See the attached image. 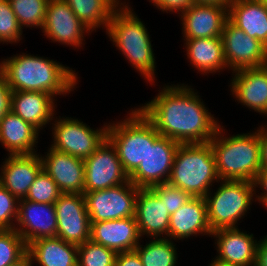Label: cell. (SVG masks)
<instances>
[{"instance_id": "cell-1", "label": "cell", "mask_w": 267, "mask_h": 266, "mask_svg": "<svg viewBox=\"0 0 267 266\" xmlns=\"http://www.w3.org/2000/svg\"><path fill=\"white\" fill-rule=\"evenodd\" d=\"M156 97L137 109L161 135L180 144L208 143L221 125L198 92L183 84L164 85Z\"/></svg>"}, {"instance_id": "cell-2", "label": "cell", "mask_w": 267, "mask_h": 266, "mask_svg": "<svg viewBox=\"0 0 267 266\" xmlns=\"http://www.w3.org/2000/svg\"><path fill=\"white\" fill-rule=\"evenodd\" d=\"M53 60L22 53L3 59L0 70L12 91H41L55 98L66 96L77 88L78 75L72 68Z\"/></svg>"}, {"instance_id": "cell-3", "label": "cell", "mask_w": 267, "mask_h": 266, "mask_svg": "<svg viewBox=\"0 0 267 266\" xmlns=\"http://www.w3.org/2000/svg\"><path fill=\"white\" fill-rule=\"evenodd\" d=\"M129 2L122 4L113 12L106 34L122 52L125 60L153 85L155 82L156 60L149 32L143 21L135 14ZM132 9V10H131Z\"/></svg>"}, {"instance_id": "cell-4", "label": "cell", "mask_w": 267, "mask_h": 266, "mask_svg": "<svg viewBox=\"0 0 267 266\" xmlns=\"http://www.w3.org/2000/svg\"><path fill=\"white\" fill-rule=\"evenodd\" d=\"M223 128L221 124L209 141L218 178L254 182L261 171L262 154L258 130L228 137Z\"/></svg>"}, {"instance_id": "cell-5", "label": "cell", "mask_w": 267, "mask_h": 266, "mask_svg": "<svg viewBox=\"0 0 267 266\" xmlns=\"http://www.w3.org/2000/svg\"><path fill=\"white\" fill-rule=\"evenodd\" d=\"M215 182L220 179L210 143L180 144L168 183L191 197H205Z\"/></svg>"}, {"instance_id": "cell-6", "label": "cell", "mask_w": 267, "mask_h": 266, "mask_svg": "<svg viewBox=\"0 0 267 266\" xmlns=\"http://www.w3.org/2000/svg\"><path fill=\"white\" fill-rule=\"evenodd\" d=\"M128 113L125 119L108 123L107 139L130 176L145 159L147 142H155L161 135L137 108Z\"/></svg>"}, {"instance_id": "cell-7", "label": "cell", "mask_w": 267, "mask_h": 266, "mask_svg": "<svg viewBox=\"0 0 267 266\" xmlns=\"http://www.w3.org/2000/svg\"><path fill=\"white\" fill-rule=\"evenodd\" d=\"M220 181L216 192L213 193L210 190L204 197L208 222L212 231L220 228L238 227V221L245 217L248 209L250 210L256 194L254 182L244 180Z\"/></svg>"}, {"instance_id": "cell-8", "label": "cell", "mask_w": 267, "mask_h": 266, "mask_svg": "<svg viewBox=\"0 0 267 266\" xmlns=\"http://www.w3.org/2000/svg\"><path fill=\"white\" fill-rule=\"evenodd\" d=\"M53 120L55 121L50 123L53 125L51 127L53 141L49 147L56 151L85 159L107 139V123L100 127L101 129H93L74 117L54 116Z\"/></svg>"}, {"instance_id": "cell-9", "label": "cell", "mask_w": 267, "mask_h": 266, "mask_svg": "<svg viewBox=\"0 0 267 266\" xmlns=\"http://www.w3.org/2000/svg\"><path fill=\"white\" fill-rule=\"evenodd\" d=\"M139 187L130 180L119 186L83 192L90 222L135 217Z\"/></svg>"}, {"instance_id": "cell-10", "label": "cell", "mask_w": 267, "mask_h": 266, "mask_svg": "<svg viewBox=\"0 0 267 266\" xmlns=\"http://www.w3.org/2000/svg\"><path fill=\"white\" fill-rule=\"evenodd\" d=\"M180 143L165 136L147 142V154L129 180L139 188L168 183Z\"/></svg>"}, {"instance_id": "cell-11", "label": "cell", "mask_w": 267, "mask_h": 266, "mask_svg": "<svg viewBox=\"0 0 267 266\" xmlns=\"http://www.w3.org/2000/svg\"><path fill=\"white\" fill-rule=\"evenodd\" d=\"M84 169V192L112 188L129 181L117 151L108 139L84 159Z\"/></svg>"}, {"instance_id": "cell-12", "label": "cell", "mask_w": 267, "mask_h": 266, "mask_svg": "<svg viewBox=\"0 0 267 266\" xmlns=\"http://www.w3.org/2000/svg\"><path fill=\"white\" fill-rule=\"evenodd\" d=\"M221 39L228 70L234 72L267 65V47L229 20L225 23Z\"/></svg>"}, {"instance_id": "cell-13", "label": "cell", "mask_w": 267, "mask_h": 266, "mask_svg": "<svg viewBox=\"0 0 267 266\" xmlns=\"http://www.w3.org/2000/svg\"><path fill=\"white\" fill-rule=\"evenodd\" d=\"M55 210L56 237L77 246L90 240L91 222L83 194L62 193L55 202Z\"/></svg>"}, {"instance_id": "cell-14", "label": "cell", "mask_w": 267, "mask_h": 266, "mask_svg": "<svg viewBox=\"0 0 267 266\" xmlns=\"http://www.w3.org/2000/svg\"><path fill=\"white\" fill-rule=\"evenodd\" d=\"M41 30L53 43L69 45L75 49L83 47L86 33L90 35L92 32L79 20L65 0H49Z\"/></svg>"}, {"instance_id": "cell-15", "label": "cell", "mask_w": 267, "mask_h": 266, "mask_svg": "<svg viewBox=\"0 0 267 266\" xmlns=\"http://www.w3.org/2000/svg\"><path fill=\"white\" fill-rule=\"evenodd\" d=\"M179 16L183 39L221 37L228 21V6L192 3Z\"/></svg>"}, {"instance_id": "cell-16", "label": "cell", "mask_w": 267, "mask_h": 266, "mask_svg": "<svg viewBox=\"0 0 267 266\" xmlns=\"http://www.w3.org/2000/svg\"><path fill=\"white\" fill-rule=\"evenodd\" d=\"M57 222L55 204L19 199L14 229L27 245L39 238L56 237Z\"/></svg>"}, {"instance_id": "cell-17", "label": "cell", "mask_w": 267, "mask_h": 266, "mask_svg": "<svg viewBox=\"0 0 267 266\" xmlns=\"http://www.w3.org/2000/svg\"><path fill=\"white\" fill-rule=\"evenodd\" d=\"M238 227L220 228L212 231L218 255L217 260L238 266H255L259 241L253 234L240 231Z\"/></svg>"}, {"instance_id": "cell-18", "label": "cell", "mask_w": 267, "mask_h": 266, "mask_svg": "<svg viewBox=\"0 0 267 266\" xmlns=\"http://www.w3.org/2000/svg\"><path fill=\"white\" fill-rule=\"evenodd\" d=\"M42 169L53 179L62 193L84 192V159L49 148L45 156L39 155Z\"/></svg>"}, {"instance_id": "cell-19", "label": "cell", "mask_w": 267, "mask_h": 266, "mask_svg": "<svg viewBox=\"0 0 267 266\" xmlns=\"http://www.w3.org/2000/svg\"><path fill=\"white\" fill-rule=\"evenodd\" d=\"M232 73L229 86L238 104L267 117V65Z\"/></svg>"}, {"instance_id": "cell-20", "label": "cell", "mask_w": 267, "mask_h": 266, "mask_svg": "<svg viewBox=\"0 0 267 266\" xmlns=\"http://www.w3.org/2000/svg\"><path fill=\"white\" fill-rule=\"evenodd\" d=\"M0 167V184L18 199H24L42 170V161L37 153L7 155Z\"/></svg>"}, {"instance_id": "cell-21", "label": "cell", "mask_w": 267, "mask_h": 266, "mask_svg": "<svg viewBox=\"0 0 267 266\" xmlns=\"http://www.w3.org/2000/svg\"><path fill=\"white\" fill-rule=\"evenodd\" d=\"M135 218L141 239L144 235L148 238H168L170 214L150 188H139Z\"/></svg>"}, {"instance_id": "cell-22", "label": "cell", "mask_w": 267, "mask_h": 266, "mask_svg": "<svg viewBox=\"0 0 267 266\" xmlns=\"http://www.w3.org/2000/svg\"><path fill=\"white\" fill-rule=\"evenodd\" d=\"M140 238L135 217L91 223L90 240L117 253L135 250Z\"/></svg>"}, {"instance_id": "cell-23", "label": "cell", "mask_w": 267, "mask_h": 266, "mask_svg": "<svg viewBox=\"0 0 267 266\" xmlns=\"http://www.w3.org/2000/svg\"><path fill=\"white\" fill-rule=\"evenodd\" d=\"M212 234L204 197H191L190 200L170 215L168 238L188 239L191 236Z\"/></svg>"}, {"instance_id": "cell-24", "label": "cell", "mask_w": 267, "mask_h": 266, "mask_svg": "<svg viewBox=\"0 0 267 266\" xmlns=\"http://www.w3.org/2000/svg\"><path fill=\"white\" fill-rule=\"evenodd\" d=\"M54 98L41 91H12L10 110L40 132L56 115Z\"/></svg>"}, {"instance_id": "cell-25", "label": "cell", "mask_w": 267, "mask_h": 266, "mask_svg": "<svg viewBox=\"0 0 267 266\" xmlns=\"http://www.w3.org/2000/svg\"><path fill=\"white\" fill-rule=\"evenodd\" d=\"M228 20L267 47V4L262 0H232Z\"/></svg>"}, {"instance_id": "cell-26", "label": "cell", "mask_w": 267, "mask_h": 266, "mask_svg": "<svg viewBox=\"0 0 267 266\" xmlns=\"http://www.w3.org/2000/svg\"><path fill=\"white\" fill-rule=\"evenodd\" d=\"M39 131L11 110L0 120V143L8 155L36 153ZM36 150V151H35Z\"/></svg>"}, {"instance_id": "cell-27", "label": "cell", "mask_w": 267, "mask_h": 266, "mask_svg": "<svg viewBox=\"0 0 267 266\" xmlns=\"http://www.w3.org/2000/svg\"><path fill=\"white\" fill-rule=\"evenodd\" d=\"M187 59L203 75L227 69L221 37L183 39ZM221 70V71H219Z\"/></svg>"}, {"instance_id": "cell-28", "label": "cell", "mask_w": 267, "mask_h": 266, "mask_svg": "<svg viewBox=\"0 0 267 266\" xmlns=\"http://www.w3.org/2000/svg\"><path fill=\"white\" fill-rule=\"evenodd\" d=\"M32 263L39 266H77L78 246L58 237L39 238L27 245Z\"/></svg>"}, {"instance_id": "cell-29", "label": "cell", "mask_w": 267, "mask_h": 266, "mask_svg": "<svg viewBox=\"0 0 267 266\" xmlns=\"http://www.w3.org/2000/svg\"><path fill=\"white\" fill-rule=\"evenodd\" d=\"M79 20L92 32L106 29L113 12L122 4L119 0H65Z\"/></svg>"}, {"instance_id": "cell-30", "label": "cell", "mask_w": 267, "mask_h": 266, "mask_svg": "<svg viewBox=\"0 0 267 266\" xmlns=\"http://www.w3.org/2000/svg\"><path fill=\"white\" fill-rule=\"evenodd\" d=\"M176 244L169 238H152L135 248L143 266H176L178 260Z\"/></svg>"}, {"instance_id": "cell-31", "label": "cell", "mask_w": 267, "mask_h": 266, "mask_svg": "<svg viewBox=\"0 0 267 266\" xmlns=\"http://www.w3.org/2000/svg\"><path fill=\"white\" fill-rule=\"evenodd\" d=\"M23 27L42 29L49 0H8Z\"/></svg>"}, {"instance_id": "cell-32", "label": "cell", "mask_w": 267, "mask_h": 266, "mask_svg": "<svg viewBox=\"0 0 267 266\" xmlns=\"http://www.w3.org/2000/svg\"><path fill=\"white\" fill-rule=\"evenodd\" d=\"M117 252L88 240L78 246L77 266H115Z\"/></svg>"}, {"instance_id": "cell-33", "label": "cell", "mask_w": 267, "mask_h": 266, "mask_svg": "<svg viewBox=\"0 0 267 266\" xmlns=\"http://www.w3.org/2000/svg\"><path fill=\"white\" fill-rule=\"evenodd\" d=\"M27 253V244L15 231L0 230V266H9Z\"/></svg>"}, {"instance_id": "cell-34", "label": "cell", "mask_w": 267, "mask_h": 266, "mask_svg": "<svg viewBox=\"0 0 267 266\" xmlns=\"http://www.w3.org/2000/svg\"><path fill=\"white\" fill-rule=\"evenodd\" d=\"M62 192L53 179L42 169L36 176L24 199L36 202L55 204Z\"/></svg>"}, {"instance_id": "cell-35", "label": "cell", "mask_w": 267, "mask_h": 266, "mask_svg": "<svg viewBox=\"0 0 267 266\" xmlns=\"http://www.w3.org/2000/svg\"><path fill=\"white\" fill-rule=\"evenodd\" d=\"M22 29L9 1H0V44L19 43L23 39Z\"/></svg>"}, {"instance_id": "cell-36", "label": "cell", "mask_w": 267, "mask_h": 266, "mask_svg": "<svg viewBox=\"0 0 267 266\" xmlns=\"http://www.w3.org/2000/svg\"><path fill=\"white\" fill-rule=\"evenodd\" d=\"M166 206L169 214H173L185 203L191 196L181 188L170 185L169 183L157 184L150 188Z\"/></svg>"}, {"instance_id": "cell-37", "label": "cell", "mask_w": 267, "mask_h": 266, "mask_svg": "<svg viewBox=\"0 0 267 266\" xmlns=\"http://www.w3.org/2000/svg\"><path fill=\"white\" fill-rule=\"evenodd\" d=\"M19 199L0 184V230L15 228Z\"/></svg>"}, {"instance_id": "cell-38", "label": "cell", "mask_w": 267, "mask_h": 266, "mask_svg": "<svg viewBox=\"0 0 267 266\" xmlns=\"http://www.w3.org/2000/svg\"><path fill=\"white\" fill-rule=\"evenodd\" d=\"M12 90L7 84L5 75L0 70V120L10 111Z\"/></svg>"}, {"instance_id": "cell-39", "label": "cell", "mask_w": 267, "mask_h": 266, "mask_svg": "<svg viewBox=\"0 0 267 266\" xmlns=\"http://www.w3.org/2000/svg\"><path fill=\"white\" fill-rule=\"evenodd\" d=\"M193 3L192 0H159L154 6L162 12L180 14Z\"/></svg>"}, {"instance_id": "cell-40", "label": "cell", "mask_w": 267, "mask_h": 266, "mask_svg": "<svg viewBox=\"0 0 267 266\" xmlns=\"http://www.w3.org/2000/svg\"><path fill=\"white\" fill-rule=\"evenodd\" d=\"M115 266H143L142 260L136 250L118 252Z\"/></svg>"}, {"instance_id": "cell-41", "label": "cell", "mask_w": 267, "mask_h": 266, "mask_svg": "<svg viewBox=\"0 0 267 266\" xmlns=\"http://www.w3.org/2000/svg\"><path fill=\"white\" fill-rule=\"evenodd\" d=\"M255 191L262 190L261 193H258L260 195L255 194V201L257 200L260 204L264 205L263 207H266L267 209V170H261L255 181Z\"/></svg>"}, {"instance_id": "cell-42", "label": "cell", "mask_w": 267, "mask_h": 266, "mask_svg": "<svg viewBox=\"0 0 267 266\" xmlns=\"http://www.w3.org/2000/svg\"><path fill=\"white\" fill-rule=\"evenodd\" d=\"M259 127L257 130L261 143V170H267V125Z\"/></svg>"}, {"instance_id": "cell-43", "label": "cell", "mask_w": 267, "mask_h": 266, "mask_svg": "<svg viewBox=\"0 0 267 266\" xmlns=\"http://www.w3.org/2000/svg\"><path fill=\"white\" fill-rule=\"evenodd\" d=\"M255 266H267V235L259 240Z\"/></svg>"}, {"instance_id": "cell-44", "label": "cell", "mask_w": 267, "mask_h": 266, "mask_svg": "<svg viewBox=\"0 0 267 266\" xmlns=\"http://www.w3.org/2000/svg\"><path fill=\"white\" fill-rule=\"evenodd\" d=\"M9 266H33L31 257L26 253L21 259Z\"/></svg>"}, {"instance_id": "cell-45", "label": "cell", "mask_w": 267, "mask_h": 266, "mask_svg": "<svg viewBox=\"0 0 267 266\" xmlns=\"http://www.w3.org/2000/svg\"><path fill=\"white\" fill-rule=\"evenodd\" d=\"M193 3L221 4L228 6L232 0H192Z\"/></svg>"}, {"instance_id": "cell-46", "label": "cell", "mask_w": 267, "mask_h": 266, "mask_svg": "<svg viewBox=\"0 0 267 266\" xmlns=\"http://www.w3.org/2000/svg\"><path fill=\"white\" fill-rule=\"evenodd\" d=\"M212 263L209 264V266H238V265H234V264H227V263H224V262H221L217 259H212L211 261Z\"/></svg>"}, {"instance_id": "cell-47", "label": "cell", "mask_w": 267, "mask_h": 266, "mask_svg": "<svg viewBox=\"0 0 267 266\" xmlns=\"http://www.w3.org/2000/svg\"><path fill=\"white\" fill-rule=\"evenodd\" d=\"M159 0H149V2H151V4H153V6L158 2Z\"/></svg>"}]
</instances>
